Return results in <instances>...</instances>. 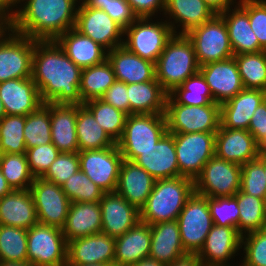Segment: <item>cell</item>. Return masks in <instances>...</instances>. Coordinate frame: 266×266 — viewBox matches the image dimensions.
Segmentation results:
<instances>
[{"label": "cell", "instance_id": "60", "mask_svg": "<svg viewBox=\"0 0 266 266\" xmlns=\"http://www.w3.org/2000/svg\"><path fill=\"white\" fill-rule=\"evenodd\" d=\"M129 266H167V265L157 260H154L151 257H146L144 259H141L137 263L131 264Z\"/></svg>", "mask_w": 266, "mask_h": 266}, {"label": "cell", "instance_id": "33", "mask_svg": "<svg viewBox=\"0 0 266 266\" xmlns=\"http://www.w3.org/2000/svg\"><path fill=\"white\" fill-rule=\"evenodd\" d=\"M151 245L149 257L166 265L187 254L181 243L176 220L150 225Z\"/></svg>", "mask_w": 266, "mask_h": 266}, {"label": "cell", "instance_id": "62", "mask_svg": "<svg viewBox=\"0 0 266 266\" xmlns=\"http://www.w3.org/2000/svg\"><path fill=\"white\" fill-rule=\"evenodd\" d=\"M0 266H33L27 262L0 261Z\"/></svg>", "mask_w": 266, "mask_h": 266}, {"label": "cell", "instance_id": "11", "mask_svg": "<svg viewBox=\"0 0 266 266\" xmlns=\"http://www.w3.org/2000/svg\"><path fill=\"white\" fill-rule=\"evenodd\" d=\"M241 187V165L214 155L194 180V192L205 197H233Z\"/></svg>", "mask_w": 266, "mask_h": 266}, {"label": "cell", "instance_id": "27", "mask_svg": "<svg viewBox=\"0 0 266 266\" xmlns=\"http://www.w3.org/2000/svg\"><path fill=\"white\" fill-rule=\"evenodd\" d=\"M163 15L174 34H187L193 28L211 20L216 14L204 0H166ZM170 19H174L173 22ZM178 27L181 29L178 30Z\"/></svg>", "mask_w": 266, "mask_h": 266}, {"label": "cell", "instance_id": "15", "mask_svg": "<svg viewBox=\"0 0 266 266\" xmlns=\"http://www.w3.org/2000/svg\"><path fill=\"white\" fill-rule=\"evenodd\" d=\"M29 190L35 204L38 223L62 229L71 201L61 186L42 177H36Z\"/></svg>", "mask_w": 266, "mask_h": 266}, {"label": "cell", "instance_id": "55", "mask_svg": "<svg viewBox=\"0 0 266 266\" xmlns=\"http://www.w3.org/2000/svg\"><path fill=\"white\" fill-rule=\"evenodd\" d=\"M248 131L253 135L256 143L266 149V100L255 110Z\"/></svg>", "mask_w": 266, "mask_h": 266}, {"label": "cell", "instance_id": "64", "mask_svg": "<svg viewBox=\"0 0 266 266\" xmlns=\"http://www.w3.org/2000/svg\"><path fill=\"white\" fill-rule=\"evenodd\" d=\"M8 27V19L0 14V34Z\"/></svg>", "mask_w": 266, "mask_h": 266}, {"label": "cell", "instance_id": "14", "mask_svg": "<svg viewBox=\"0 0 266 266\" xmlns=\"http://www.w3.org/2000/svg\"><path fill=\"white\" fill-rule=\"evenodd\" d=\"M79 166L105 193L116 192L123 156L117 144L100 150L78 151Z\"/></svg>", "mask_w": 266, "mask_h": 266}, {"label": "cell", "instance_id": "53", "mask_svg": "<svg viewBox=\"0 0 266 266\" xmlns=\"http://www.w3.org/2000/svg\"><path fill=\"white\" fill-rule=\"evenodd\" d=\"M60 151L53 143L35 146L26 150L30 172L36 177H42L55 161Z\"/></svg>", "mask_w": 266, "mask_h": 266}, {"label": "cell", "instance_id": "5", "mask_svg": "<svg viewBox=\"0 0 266 266\" xmlns=\"http://www.w3.org/2000/svg\"><path fill=\"white\" fill-rule=\"evenodd\" d=\"M167 132L165 114H131L127 116L122 137L116 144L123 159L134 161Z\"/></svg>", "mask_w": 266, "mask_h": 266}, {"label": "cell", "instance_id": "38", "mask_svg": "<svg viewBox=\"0 0 266 266\" xmlns=\"http://www.w3.org/2000/svg\"><path fill=\"white\" fill-rule=\"evenodd\" d=\"M115 81L114 71L107 59L101 64L82 69L79 88L82 104L100 99Z\"/></svg>", "mask_w": 266, "mask_h": 266}, {"label": "cell", "instance_id": "65", "mask_svg": "<svg viewBox=\"0 0 266 266\" xmlns=\"http://www.w3.org/2000/svg\"><path fill=\"white\" fill-rule=\"evenodd\" d=\"M66 266H115V265H107V264H100V263H90L85 265H66Z\"/></svg>", "mask_w": 266, "mask_h": 266}, {"label": "cell", "instance_id": "8", "mask_svg": "<svg viewBox=\"0 0 266 266\" xmlns=\"http://www.w3.org/2000/svg\"><path fill=\"white\" fill-rule=\"evenodd\" d=\"M186 253L198 254L214 225L207 197L194 192L176 220Z\"/></svg>", "mask_w": 266, "mask_h": 266}, {"label": "cell", "instance_id": "66", "mask_svg": "<svg viewBox=\"0 0 266 266\" xmlns=\"http://www.w3.org/2000/svg\"><path fill=\"white\" fill-rule=\"evenodd\" d=\"M6 115V112H5V109H4V105L1 101V98H0V120Z\"/></svg>", "mask_w": 266, "mask_h": 266}, {"label": "cell", "instance_id": "6", "mask_svg": "<svg viewBox=\"0 0 266 266\" xmlns=\"http://www.w3.org/2000/svg\"><path fill=\"white\" fill-rule=\"evenodd\" d=\"M164 19L154 23L152 17L137 18L124 29L123 46L142 59L156 64L163 52L167 41L174 32Z\"/></svg>", "mask_w": 266, "mask_h": 266}, {"label": "cell", "instance_id": "56", "mask_svg": "<svg viewBox=\"0 0 266 266\" xmlns=\"http://www.w3.org/2000/svg\"><path fill=\"white\" fill-rule=\"evenodd\" d=\"M138 18L154 17L155 13L165 11L166 0H126Z\"/></svg>", "mask_w": 266, "mask_h": 266}, {"label": "cell", "instance_id": "29", "mask_svg": "<svg viewBox=\"0 0 266 266\" xmlns=\"http://www.w3.org/2000/svg\"><path fill=\"white\" fill-rule=\"evenodd\" d=\"M65 54L81 69L103 63L107 50L75 28L69 29L55 40Z\"/></svg>", "mask_w": 266, "mask_h": 266}, {"label": "cell", "instance_id": "48", "mask_svg": "<svg viewBox=\"0 0 266 266\" xmlns=\"http://www.w3.org/2000/svg\"><path fill=\"white\" fill-rule=\"evenodd\" d=\"M214 225L236 228L239 232V208L234 197H207Z\"/></svg>", "mask_w": 266, "mask_h": 266}, {"label": "cell", "instance_id": "9", "mask_svg": "<svg viewBox=\"0 0 266 266\" xmlns=\"http://www.w3.org/2000/svg\"><path fill=\"white\" fill-rule=\"evenodd\" d=\"M27 257L33 266H66L67 242L62 229L40 223L28 229Z\"/></svg>", "mask_w": 266, "mask_h": 266}, {"label": "cell", "instance_id": "52", "mask_svg": "<svg viewBox=\"0 0 266 266\" xmlns=\"http://www.w3.org/2000/svg\"><path fill=\"white\" fill-rule=\"evenodd\" d=\"M237 4L248 14L260 49L266 51V0H239Z\"/></svg>", "mask_w": 266, "mask_h": 266}, {"label": "cell", "instance_id": "20", "mask_svg": "<svg viewBox=\"0 0 266 266\" xmlns=\"http://www.w3.org/2000/svg\"><path fill=\"white\" fill-rule=\"evenodd\" d=\"M99 203L101 232L109 237H120L140 221V211L117 192L104 193Z\"/></svg>", "mask_w": 266, "mask_h": 266}, {"label": "cell", "instance_id": "59", "mask_svg": "<svg viewBox=\"0 0 266 266\" xmlns=\"http://www.w3.org/2000/svg\"><path fill=\"white\" fill-rule=\"evenodd\" d=\"M16 5V0H0V14L9 19L16 9L14 8Z\"/></svg>", "mask_w": 266, "mask_h": 266}, {"label": "cell", "instance_id": "30", "mask_svg": "<svg viewBox=\"0 0 266 266\" xmlns=\"http://www.w3.org/2000/svg\"><path fill=\"white\" fill-rule=\"evenodd\" d=\"M151 227L138 221L130 230L115 238V266H129L149 257Z\"/></svg>", "mask_w": 266, "mask_h": 266}, {"label": "cell", "instance_id": "57", "mask_svg": "<svg viewBox=\"0 0 266 266\" xmlns=\"http://www.w3.org/2000/svg\"><path fill=\"white\" fill-rule=\"evenodd\" d=\"M167 266H203L197 254H185Z\"/></svg>", "mask_w": 266, "mask_h": 266}, {"label": "cell", "instance_id": "1", "mask_svg": "<svg viewBox=\"0 0 266 266\" xmlns=\"http://www.w3.org/2000/svg\"><path fill=\"white\" fill-rule=\"evenodd\" d=\"M81 73L55 40H35L31 78L43 103L82 105Z\"/></svg>", "mask_w": 266, "mask_h": 266}, {"label": "cell", "instance_id": "18", "mask_svg": "<svg viewBox=\"0 0 266 266\" xmlns=\"http://www.w3.org/2000/svg\"><path fill=\"white\" fill-rule=\"evenodd\" d=\"M241 241L236 228L213 225L197 255L203 266H231L228 261L242 249Z\"/></svg>", "mask_w": 266, "mask_h": 266}, {"label": "cell", "instance_id": "23", "mask_svg": "<svg viewBox=\"0 0 266 266\" xmlns=\"http://www.w3.org/2000/svg\"><path fill=\"white\" fill-rule=\"evenodd\" d=\"M0 98L7 115L26 116L44 104L32 78L0 82Z\"/></svg>", "mask_w": 266, "mask_h": 266}, {"label": "cell", "instance_id": "40", "mask_svg": "<svg viewBox=\"0 0 266 266\" xmlns=\"http://www.w3.org/2000/svg\"><path fill=\"white\" fill-rule=\"evenodd\" d=\"M244 88L266 91V51L233 56Z\"/></svg>", "mask_w": 266, "mask_h": 266}, {"label": "cell", "instance_id": "21", "mask_svg": "<svg viewBox=\"0 0 266 266\" xmlns=\"http://www.w3.org/2000/svg\"><path fill=\"white\" fill-rule=\"evenodd\" d=\"M262 148L253 135L244 129H228L220 125L215 135V155L243 165L258 158Z\"/></svg>", "mask_w": 266, "mask_h": 266}, {"label": "cell", "instance_id": "46", "mask_svg": "<svg viewBox=\"0 0 266 266\" xmlns=\"http://www.w3.org/2000/svg\"><path fill=\"white\" fill-rule=\"evenodd\" d=\"M61 188L71 202H99L105 193L80 169Z\"/></svg>", "mask_w": 266, "mask_h": 266}, {"label": "cell", "instance_id": "43", "mask_svg": "<svg viewBox=\"0 0 266 266\" xmlns=\"http://www.w3.org/2000/svg\"><path fill=\"white\" fill-rule=\"evenodd\" d=\"M23 130L26 150L52 143L50 109L43 104L36 111L26 115Z\"/></svg>", "mask_w": 266, "mask_h": 266}, {"label": "cell", "instance_id": "10", "mask_svg": "<svg viewBox=\"0 0 266 266\" xmlns=\"http://www.w3.org/2000/svg\"><path fill=\"white\" fill-rule=\"evenodd\" d=\"M174 136L179 176L193 181L215 155L216 133H170Z\"/></svg>", "mask_w": 266, "mask_h": 266}, {"label": "cell", "instance_id": "13", "mask_svg": "<svg viewBox=\"0 0 266 266\" xmlns=\"http://www.w3.org/2000/svg\"><path fill=\"white\" fill-rule=\"evenodd\" d=\"M168 133H216L220 128V104L186 106L166 104Z\"/></svg>", "mask_w": 266, "mask_h": 266}, {"label": "cell", "instance_id": "16", "mask_svg": "<svg viewBox=\"0 0 266 266\" xmlns=\"http://www.w3.org/2000/svg\"><path fill=\"white\" fill-rule=\"evenodd\" d=\"M75 29L107 51L123 45L125 38L124 28L101 9L78 8Z\"/></svg>", "mask_w": 266, "mask_h": 266}, {"label": "cell", "instance_id": "45", "mask_svg": "<svg viewBox=\"0 0 266 266\" xmlns=\"http://www.w3.org/2000/svg\"><path fill=\"white\" fill-rule=\"evenodd\" d=\"M0 261H28L26 229L0 225Z\"/></svg>", "mask_w": 266, "mask_h": 266}, {"label": "cell", "instance_id": "34", "mask_svg": "<svg viewBox=\"0 0 266 266\" xmlns=\"http://www.w3.org/2000/svg\"><path fill=\"white\" fill-rule=\"evenodd\" d=\"M225 21L234 55L262 51L255 33L251 29L248 14L236 3L219 14Z\"/></svg>", "mask_w": 266, "mask_h": 266}, {"label": "cell", "instance_id": "31", "mask_svg": "<svg viewBox=\"0 0 266 266\" xmlns=\"http://www.w3.org/2000/svg\"><path fill=\"white\" fill-rule=\"evenodd\" d=\"M38 223L29 189L12 190L0 198V225L30 229Z\"/></svg>", "mask_w": 266, "mask_h": 266}, {"label": "cell", "instance_id": "37", "mask_svg": "<svg viewBox=\"0 0 266 266\" xmlns=\"http://www.w3.org/2000/svg\"><path fill=\"white\" fill-rule=\"evenodd\" d=\"M213 102L209 86L200 71L188 77L180 86L168 93L166 100V104L186 106H203Z\"/></svg>", "mask_w": 266, "mask_h": 266}, {"label": "cell", "instance_id": "22", "mask_svg": "<svg viewBox=\"0 0 266 266\" xmlns=\"http://www.w3.org/2000/svg\"><path fill=\"white\" fill-rule=\"evenodd\" d=\"M134 162L156 180L179 177L174 136L167 132L153 147L142 151Z\"/></svg>", "mask_w": 266, "mask_h": 266}, {"label": "cell", "instance_id": "4", "mask_svg": "<svg viewBox=\"0 0 266 266\" xmlns=\"http://www.w3.org/2000/svg\"><path fill=\"white\" fill-rule=\"evenodd\" d=\"M199 67L192 41L186 34H173L155 64L156 80L170 93Z\"/></svg>", "mask_w": 266, "mask_h": 266}, {"label": "cell", "instance_id": "3", "mask_svg": "<svg viewBox=\"0 0 266 266\" xmlns=\"http://www.w3.org/2000/svg\"><path fill=\"white\" fill-rule=\"evenodd\" d=\"M194 193V181L186 177L159 179L139 210L140 221L149 225L177 220L187 199Z\"/></svg>", "mask_w": 266, "mask_h": 266}, {"label": "cell", "instance_id": "63", "mask_svg": "<svg viewBox=\"0 0 266 266\" xmlns=\"http://www.w3.org/2000/svg\"><path fill=\"white\" fill-rule=\"evenodd\" d=\"M263 165L264 174H265V182H266V149H262L257 158Z\"/></svg>", "mask_w": 266, "mask_h": 266}, {"label": "cell", "instance_id": "7", "mask_svg": "<svg viewBox=\"0 0 266 266\" xmlns=\"http://www.w3.org/2000/svg\"><path fill=\"white\" fill-rule=\"evenodd\" d=\"M186 35L193 43L199 66L234 56L226 23L219 14Z\"/></svg>", "mask_w": 266, "mask_h": 266}, {"label": "cell", "instance_id": "42", "mask_svg": "<svg viewBox=\"0 0 266 266\" xmlns=\"http://www.w3.org/2000/svg\"><path fill=\"white\" fill-rule=\"evenodd\" d=\"M94 115L99 125L117 142L123 134L127 114L101 99L83 103Z\"/></svg>", "mask_w": 266, "mask_h": 266}, {"label": "cell", "instance_id": "24", "mask_svg": "<svg viewBox=\"0 0 266 266\" xmlns=\"http://www.w3.org/2000/svg\"><path fill=\"white\" fill-rule=\"evenodd\" d=\"M266 100V91L244 88L236 96L220 105L221 126L248 130L256 108Z\"/></svg>", "mask_w": 266, "mask_h": 266}, {"label": "cell", "instance_id": "47", "mask_svg": "<svg viewBox=\"0 0 266 266\" xmlns=\"http://www.w3.org/2000/svg\"><path fill=\"white\" fill-rule=\"evenodd\" d=\"M78 3H80L78 8H94L105 11L124 29L138 18L126 0H79Z\"/></svg>", "mask_w": 266, "mask_h": 266}, {"label": "cell", "instance_id": "26", "mask_svg": "<svg viewBox=\"0 0 266 266\" xmlns=\"http://www.w3.org/2000/svg\"><path fill=\"white\" fill-rule=\"evenodd\" d=\"M107 60L116 80L126 84L148 82L156 78L155 63L142 59L123 45L107 51Z\"/></svg>", "mask_w": 266, "mask_h": 266}, {"label": "cell", "instance_id": "17", "mask_svg": "<svg viewBox=\"0 0 266 266\" xmlns=\"http://www.w3.org/2000/svg\"><path fill=\"white\" fill-rule=\"evenodd\" d=\"M115 238L102 232L67 242V264L100 263L114 265Z\"/></svg>", "mask_w": 266, "mask_h": 266}, {"label": "cell", "instance_id": "61", "mask_svg": "<svg viewBox=\"0 0 266 266\" xmlns=\"http://www.w3.org/2000/svg\"><path fill=\"white\" fill-rule=\"evenodd\" d=\"M12 191V188L7 183V180L3 176L2 172L0 171V198H2L4 195L10 193Z\"/></svg>", "mask_w": 266, "mask_h": 266}, {"label": "cell", "instance_id": "58", "mask_svg": "<svg viewBox=\"0 0 266 266\" xmlns=\"http://www.w3.org/2000/svg\"><path fill=\"white\" fill-rule=\"evenodd\" d=\"M207 5L215 12V14H220L226 11L228 8H232L237 3L236 0H204ZM235 3V4H234Z\"/></svg>", "mask_w": 266, "mask_h": 266}, {"label": "cell", "instance_id": "25", "mask_svg": "<svg viewBox=\"0 0 266 266\" xmlns=\"http://www.w3.org/2000/svg\"><path fill=\"white\" fill-rule=\"evenodd\" d=\"M156 179L134 161L123 159L116 192L140 210L154 188Z\"/></svg>", "mask_w": 266, "mask_h": 266}, {"label": "cell", "instance_id": "32", "mask_svg": "<svg viewBox=\"0 0 266 266\" xmlns=\"http://www.w3.org/2000/svg\"><path fill=\"white\" fill-rule=\"evenodd\" d=\"M102 229L99 202H71L64 227L66 242L100 233Z\"/></svg>", "mask_w": 266, "mask_h": 266}, {"label": "cell", "instance_id": "54", "mask_svg": "<svg viewBox=\"0 0 266 266\" xmlns=\"http://www.w3.org/2000/svg\"><path fill=\"white\" fill-rule=\"evenodd\" d=\"M100 99L130 115V102L126 83L116 80Z\"/></svg>", "mask_w": 266, "mask_h": 266}, {"label": "cell", "instance_id": "12", "mask_svg": "<svg viewBox=\"0 0 266 266\" xmlns=\"http://www.w3.org/2000/svg\"><path fill=\"white\" fill-rule=\"evenodd\" d=\"M35 40L7 27L0 34V82L32 77Z\"/></svg>", "mask_w": 266, "mask_h": 266}, {"label": "cell", "instance_id": "39", "mask_svg": "<svg viewBox=\"0 0 266 266\" xmlns=\"http://www.w3.org/2000/svg\"><path fill=\"white\" fill-rule=\"evenodd\" d=\"M233 197L239 208V233L242 236L266 228V200L241 190Z\"/></svg>", "mask_w": 266, "mask_h": 266}, {"label": "cell", "instance_id": "41", "mask_svg": "<svg viewBox=\"0 0 266 266\" xmlns=\"http://www.w3.org/2000/svg\"><path fill=\"white\" fill-rule=\"evenodd\" d=\"M0 171L12 190H27L34 181L26 153L0 154Z\"/></svg>", "mask_w": 266, "mask_h": 266}, {"label": "cell", "instance_id": "51", "mask_svg": "<svg viewBox=\"0 0 266 266\" xmlns=\"http://www.w3.org/2000/svg\"><path fill=\"white\" fill-rule=\"evenodd\" d=\"M80 169L78 152H60L55 161L50 165L43 179L62 186L69 177Z\"/></svg>", "mask_w": 266, "mask_h": 266}, {"label": "cell", "instance_id": "19", "mask_svg": "<svg viewBox=\"0 0 266 266\" xmlns=\"http://www.w3.org/2000/svg\"><path fill=\"white\" fill-rule=\"evenodd\" d=\"M199 71L220 105L244 89L234 57L200 66Z\"/></svg>", "mask_w": 266, "mask_h": 266}, {"label": "cell", "instance_id": "49", "mask_svg": "<svg viewBox=\"0 0 266 266\" xmlns=\"http://www.w3.org/2000/svg\"><path fill=\"white\" fill-rule=\"evenodd\" d=\"M240 190L248 195L266 200V182L262 163L258 160L241 165Z\"/></svg>", "mask_w": 266, "mask_h": 266}, {"label": "cell", "instance_id": "36", "mask_svg": "<svg viewBox=\"0 0 266 266\" xmlns=\"http://www.w3.org/2000/svg\"><path fill=\"white\" fill-rule=\"evenodd\" d=\"M76 133L79 151L100 150L116 145L84 104L77 105Z\"/></svg>", "mask_w": 266, "mask_h": 266}, {"label": "cell", "instance_id": "28", "mask_svg": "<svg viewBox=\"0 0 266 266\" xmlns=\"http://www.w3.org/2000/svg\"><path fill=\"white\" fill-rule=\"evenodd\" d=\"M44 104L50 109L52 143L60 152H78L77 105Z\"/></svg>", "mask_w": 266, "mask_h": 266}, {"label": "cell", "instance_id": "2", "mask_svg": "<svg viewBox=\"0 0 266 266\" xmlns=\"http://www.w3.org/2000/svg\"><path fill=\"white\" fill-rule=\"evenodd\" d=\"M77 2L78 0H16V4L21 5H16L17 9L8 19V27L33 40H56L69 29L75 28Z\"/></svg>", "mask_w": 266, "mask_h": 266}, {"label": "cell", "instance_id": "35", "mask_svg": "<svg viewBox=\"0 0 266 266\" xmlns=\"http://www.w3.org/2000/svg\"><path fill=\"white\" fill-rule=\"evenodd\" d=\"M131 114H165L168 93L156 80L127 84Z\"/></svg>", "mask_w": 266, "mask_h": 266}, {"label": "cell", "instance_id": "44", "mask_svg": "<svg viewBox=\"0 0 266 266\" xmlns=\"http://www.w3.org/2000/svg\"><path fill=\"white\" fill-rule=\"evenodd\" d=\"M25 116L5 115L0 120V154H24L26 144L24 139Z\"/></svg>", "mask_w": 266, "mask_h": 266}, {"label": "cell", "instance_id": "50", "mask_svg": "<svg viewBox=\"0 0 266 266\" xmlns=\"http://www.w3.org/2000/svg\"><path fill=\"white\" fill-rule=\"evenodd\" d=\"M244 254L239 266H266V228L242 236Z\"/></svg>", "mask_w": 266, "mask_h": 266}]
</instances>
